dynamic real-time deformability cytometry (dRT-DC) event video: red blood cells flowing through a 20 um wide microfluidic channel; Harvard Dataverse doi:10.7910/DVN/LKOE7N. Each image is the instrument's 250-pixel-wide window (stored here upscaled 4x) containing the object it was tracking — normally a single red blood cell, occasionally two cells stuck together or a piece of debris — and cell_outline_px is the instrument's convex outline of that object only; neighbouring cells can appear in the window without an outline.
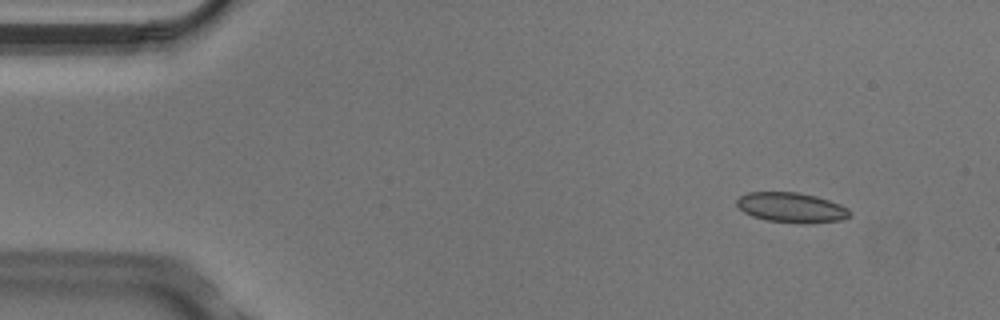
{"species": "Egyptian fruit bat (a non-hibernating species)", "species_latin": "Rousettus aegyptiacus", "temperature_condition": "cold", "stored_images_in_passage": 5, "camera_frame_rate_fps": 3000, "um_per_image_px": 0.085, "animal": {"sex": "male"}, "frame": {"image": 1, "passage_image": 2, "time_ms": 0.333, "image_size_px": [1000, 320], "cell_outline_px": [[852, 216], [840, 220], [808, 224], [800, 224], [764, 220], [752, 216], [744, 212], [736, 204], [736, 200], [740, 196], [748, 192], [800, 192], [816, 196], [840, 204], [848, 208], [852, 212]], "centroid_in_image_um": [67.29, 17.65], "position_along_channel_um": 17.7, "area_um2": 20.06}}
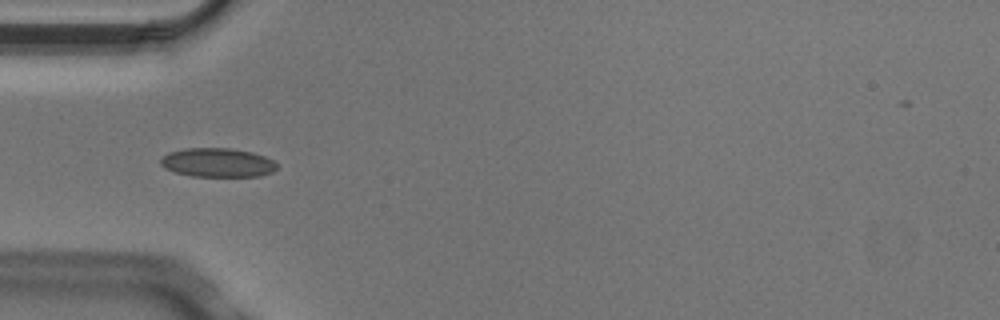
{"frame": {"image": 2, "passage_image": 5, "time_ms": 1.333, "image_size_px": [1000, 320], "cell_outline_px": [[276, 168], [272, 172], [260, 176], [192, 176], [176, 172], [164, 168], [160, 164], [160, 160], [168, 152], [184, 148], [228, 148], [252, 152], [264, 156], [272, 160], [276, 164]], "centroid_in_image_um": [18.47, 13.81], "position_along_channel_um": 66.5, "area_um2": 19.54}}